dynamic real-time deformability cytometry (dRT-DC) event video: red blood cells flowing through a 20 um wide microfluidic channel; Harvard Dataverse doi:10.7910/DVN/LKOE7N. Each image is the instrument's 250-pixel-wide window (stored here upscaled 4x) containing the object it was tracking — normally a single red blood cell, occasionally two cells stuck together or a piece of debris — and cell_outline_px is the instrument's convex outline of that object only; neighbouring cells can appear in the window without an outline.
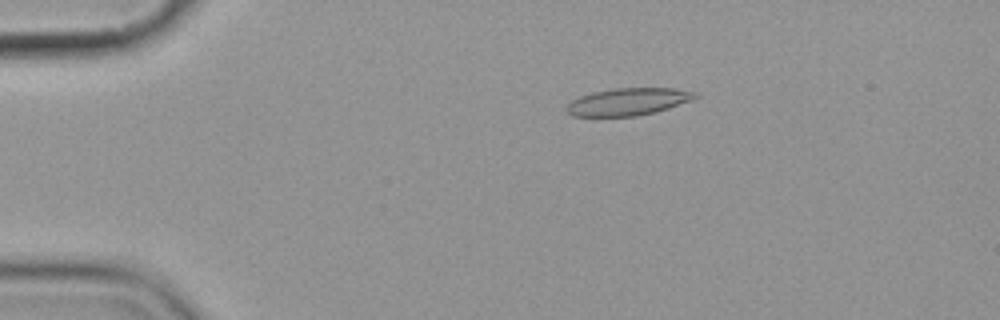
{"species": "common noctule bat (a hibernating species)", "species_latin": "Nyctalus noctula", "temperature_condition": "cold", "stored_images_in_passage": 5, "camera_frame_rate_fps": 3000, "um_per_image_px": 0.085, "animal": {"sex": "female", "body_mass_g": 19.9}, "frame": {"image": 1, "passage_image": 4, "time_ms": 3.333, "image_size_px": [1000, 320], "cell_outline_px": [[700, 96], [692, 100], [656, 112], [636, 116], [572, 116], [564, 108], [572, 100], [580, 96], [592, 92], [616, 88], [676, 88], [700, 92]], "centroid_in_image_um": [53.44, 8.64], "position_along_channel_um": 31.6, "area_um2": 20.63}}